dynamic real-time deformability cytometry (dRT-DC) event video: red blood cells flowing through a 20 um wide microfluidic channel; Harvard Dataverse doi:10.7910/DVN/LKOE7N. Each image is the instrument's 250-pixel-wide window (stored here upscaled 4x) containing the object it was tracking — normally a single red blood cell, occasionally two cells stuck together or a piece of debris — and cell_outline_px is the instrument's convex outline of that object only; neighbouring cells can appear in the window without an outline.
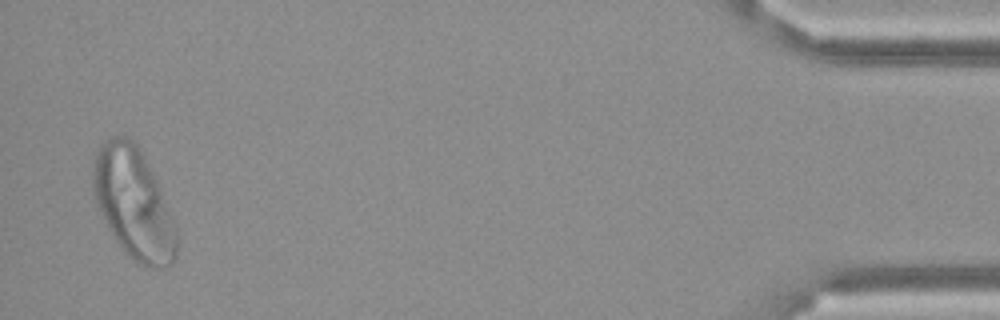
{"species": "Egyptian fruit bat (a non-hibernating species)", "species_latin": "Rousettus aegyptiacus", "temperature_condition": "cold", "stored_images_in_passage": 12, "camera_frame_rate_fps": 3000, "um_per_image_px": 0.085, "frame": {"image": 1, "passage_image": 12, "time_ms": 3.667, "image_size_px": [1000, 320], "cell_outline_px": [[176, 256], [164, 268], [152, 268], [140, 264], [124, 252], [108, 228], [96, 204], [92, 188], [92, 164], [100, 144], [104, 140], [112, 136], [128, 136], [136, 140], [160, 188], [176, 224]], "centroid_in_image_um": [11.32, 17.24], "position_along_channel_um": 423.9, "area_um2": 54.04}}